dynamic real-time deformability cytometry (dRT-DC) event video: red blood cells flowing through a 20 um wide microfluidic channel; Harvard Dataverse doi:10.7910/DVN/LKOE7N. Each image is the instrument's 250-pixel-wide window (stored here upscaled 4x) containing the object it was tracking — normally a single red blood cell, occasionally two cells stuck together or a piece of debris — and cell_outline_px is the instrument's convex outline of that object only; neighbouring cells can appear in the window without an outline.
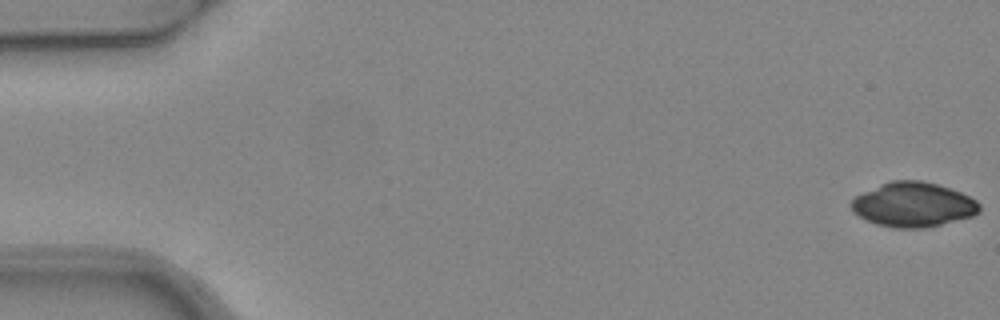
{"species": "common noctule bat (a hibernating species)", "species_latin": "Nyctalus noctula", "temperature_condition": "warm", "stored_images_in_passage": 5, "camera_frame_rate_fps": 3000, "um_per_image_px": 0.085, "animal": {"sex": "female", "body_mass_g": 24.6, "forearm_length_mm": 56.2}, "frame": {"image": 1, "passage_image": 1, "time_ms": 0.0, "image_size_px": [1000, 320], "cell_outline_px": [[980, 212], [972, 216], [924, 228], [896, 228], [876, 224], [852, 212], [852, 200], [856, 196], [880, 184], [892, 180], [920, 180], [936, 184], [960, 192], [976, 200], [980, 204]], "centroid_in_image_um": [77.63, 17.39], "position_along_channel_um": 7.4, "area_um2": 32.95}}